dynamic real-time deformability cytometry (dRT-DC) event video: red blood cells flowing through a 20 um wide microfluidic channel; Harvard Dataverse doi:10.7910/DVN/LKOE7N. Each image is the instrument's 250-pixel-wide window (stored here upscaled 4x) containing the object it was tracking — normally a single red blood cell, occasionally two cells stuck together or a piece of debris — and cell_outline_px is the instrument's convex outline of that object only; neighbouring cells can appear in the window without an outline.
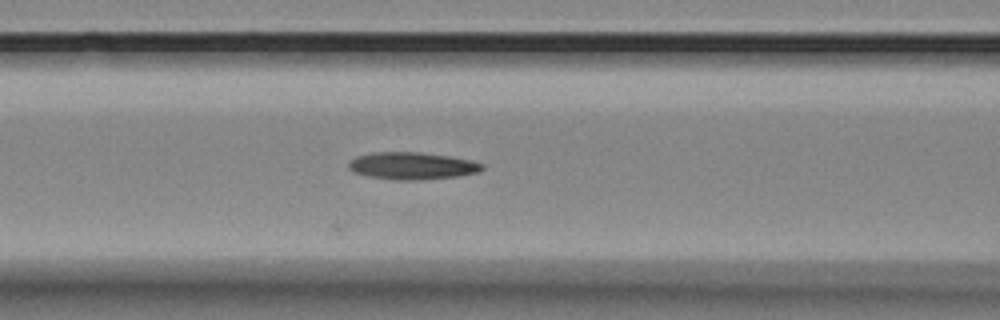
{"species": "Egyptian fruit bat (a non-hibernating species)", "species_latin": "Rousettus aegyptiacus", "temperature_condition": "room temperature", "stored_images_in_passage": 6, "camera_frame_rate_fps": 3000, "um_per_image_px": 0.085, "animal": {"sex": "female"}, "frame": {"image": 1, "passage_image": 6, "time_ms": 5.667, "image_size_px": [1000, 320], "cell_outline_px": [[484, 168], [480, 172], [460, 176], [420, 180], [396, 180], [368, 176], [352, 172], [348, 168], [348, 160], [356, 156], [372, 152], [420, 152], [448, 156], [468, 160], [484, 164]], "centroid_in_image_um": [34.99, 14.1], "position_along_channel_um": 131.6, "area_um2": 21.39}}